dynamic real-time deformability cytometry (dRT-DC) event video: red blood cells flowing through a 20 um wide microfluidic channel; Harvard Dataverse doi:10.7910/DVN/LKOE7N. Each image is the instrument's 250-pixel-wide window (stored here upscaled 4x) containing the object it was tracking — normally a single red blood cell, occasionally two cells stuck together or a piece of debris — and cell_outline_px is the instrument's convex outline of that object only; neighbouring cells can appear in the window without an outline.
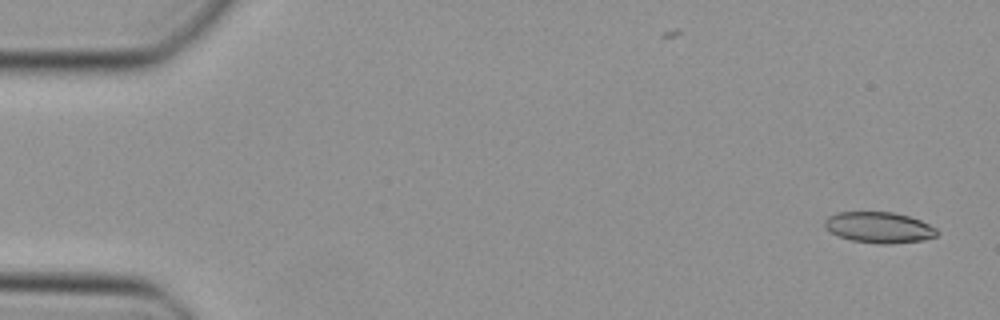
{"species": "Egyptian fruit bat (a non-hibernating species)", "species_latin": "Rousettus aegyptiacus", "temperature_condition": "cold", "stored_images_in_passage": 47, "camera_frame_rate_fps": 3000, "um_per_image_px": 0.085, "animal": {"sex": "female"}, "frame": {"image": 1, "passage_image": 1, "time_ms": 0.0, "image_size_px": [1000, 320], "cell_outline_px": [[940, 232], [936, 236], [924, 240], [892, 244], [880, 244], [852, 240], [840, 236], [824, 228], [824, 220], [828, 216], [836, 212], [892, 212], [908, 216], [920, 220], [936, 228]], "centroid_in_image_um": [74.73, 19.33], "position_along_channel_um": 10.3, "area_um2": 20.29}}
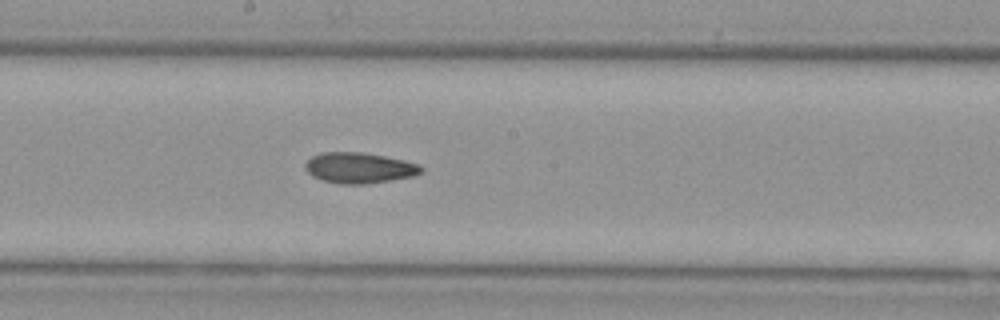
{"frame": {"image": 2, "passage_image": 25, "time_ms": 8.0, "image_size_px": [1000, 320], "cell_outline_px": [[424, 172], [416, 176], [368, 184], [344, 184], [320, 180], [312, 176], [304, 168], [304, 164], [312, 156], [320, 152], [364, 152], [404, 160], [420, 164], [424, 168]], "centroid_in_image_um": [30.57, 14.27], "position_along_channel_um": 217.6, "area_um2": 21.1}}
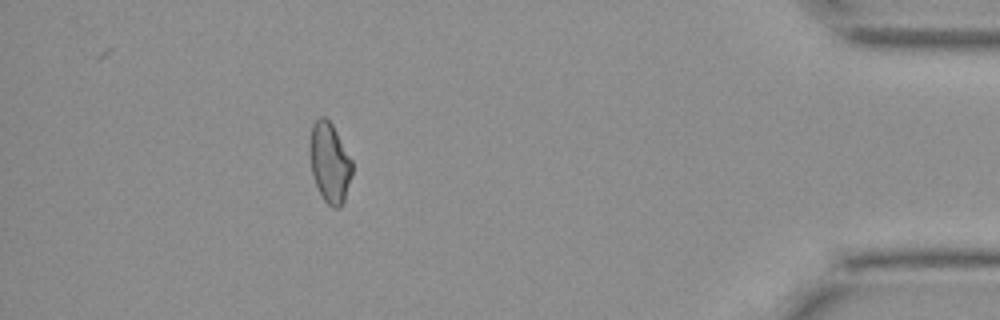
{"frame": {"image": 3, "passage_image": 42, "time_ms": 13.667, "image_size_px": [1000, 320], "cell_outline_px": [[352, 176], [344, 200], [340, 208], [332, 208], [324, 200], [316, 184], [312, 172], [308, 156], [312, 124], [320, 116], [324, 116], [332, 124], [352, 160]], "centroid_in_image_um": [28.01, 13.82], "position_along_channel_um": 407.2, "area_um2": 19.77}}